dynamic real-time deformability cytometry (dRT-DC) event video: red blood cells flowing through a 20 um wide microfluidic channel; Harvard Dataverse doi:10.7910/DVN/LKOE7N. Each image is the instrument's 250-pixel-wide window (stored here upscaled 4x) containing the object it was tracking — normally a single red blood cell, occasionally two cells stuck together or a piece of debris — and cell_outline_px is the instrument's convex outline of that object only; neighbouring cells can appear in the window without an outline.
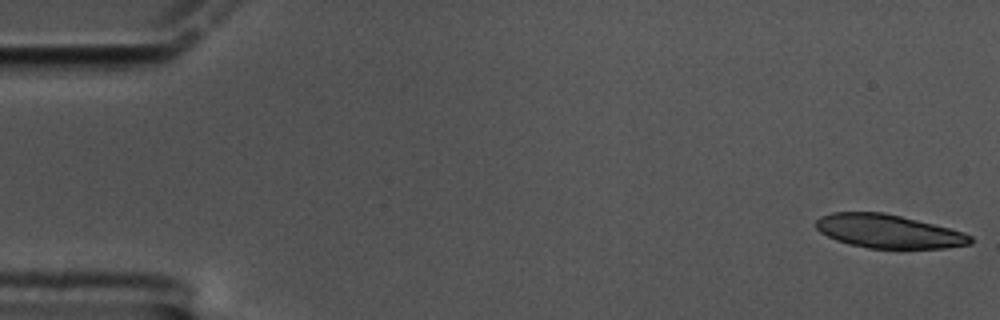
{"species": "common noctule bat (a hibernating species)", "species_latin": "Nyctalus noctula", "temperature_condition": "cold", "stored_images_in_passage": 59, "segment_of_instrument_passage": [1, 2], "camera_frame_rate_fps": 3000, "um_per_image_px": 0.085, "animal": {"sex": "male", "body_mass_g": 17.5, "forearm_length_mm": 52.3}, "frame": {"image": 1, "passage_image": 1, "time_ms": 0.0, "image_size_px": [1000, 320], "cell_outline_px": [[972, 244], [944, 248], [868, 248], [848, 244], [836, 240], [820, 232], [816, 228], [816, 220], [820, 216], [832, 212], [884, 212], [964, 232], [972, 236]], "centroid_in_image_um": [75.49, 19.66], "position_along_channel_um": 9.5, "area_um2": 30.06}}